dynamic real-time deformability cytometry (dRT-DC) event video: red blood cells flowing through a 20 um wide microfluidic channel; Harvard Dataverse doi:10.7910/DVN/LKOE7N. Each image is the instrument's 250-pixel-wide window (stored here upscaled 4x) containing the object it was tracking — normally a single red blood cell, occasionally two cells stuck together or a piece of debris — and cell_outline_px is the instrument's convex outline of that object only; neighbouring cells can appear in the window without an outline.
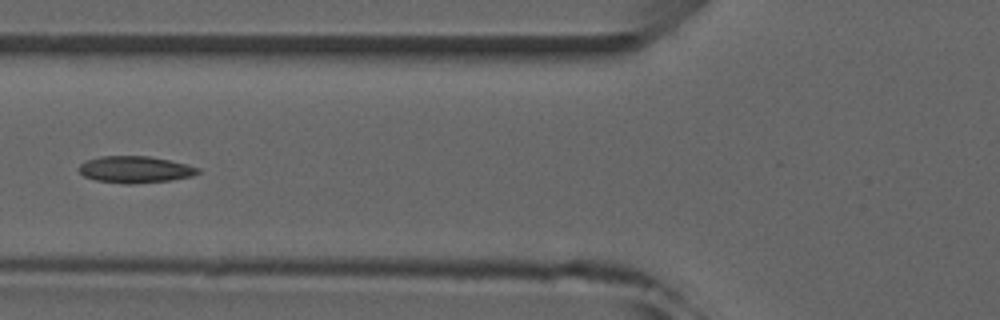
{"species": "common noctule bat (a hibernating species)", "species_latin": "Nyctalus noctula", "temperature_condition": "room temperature", "stored_images_in_passage": 4, "camera_frame_rate_fps": 3000, "um_per_image_px": 0.085, "animal": {"sex": "male", "forearm_length_mm": 52.5}, "frame": {"image": 1, "passage_image": 4, "time_ms": 4.0, "image_size_px": [1000, 320], "cell_outline_px": [[200, 172], [192, 176], [172, 180], [132, 184], [128, 184], [96, 180], [84, 176], [76, 168], [84, 160], [100, 156], [148, 156], [168, 160], [200, 168]], "centroid_in_image_um": [11.44, 14.4], "position_along_channel_um": 114.4, "area_um2": 18.55}}